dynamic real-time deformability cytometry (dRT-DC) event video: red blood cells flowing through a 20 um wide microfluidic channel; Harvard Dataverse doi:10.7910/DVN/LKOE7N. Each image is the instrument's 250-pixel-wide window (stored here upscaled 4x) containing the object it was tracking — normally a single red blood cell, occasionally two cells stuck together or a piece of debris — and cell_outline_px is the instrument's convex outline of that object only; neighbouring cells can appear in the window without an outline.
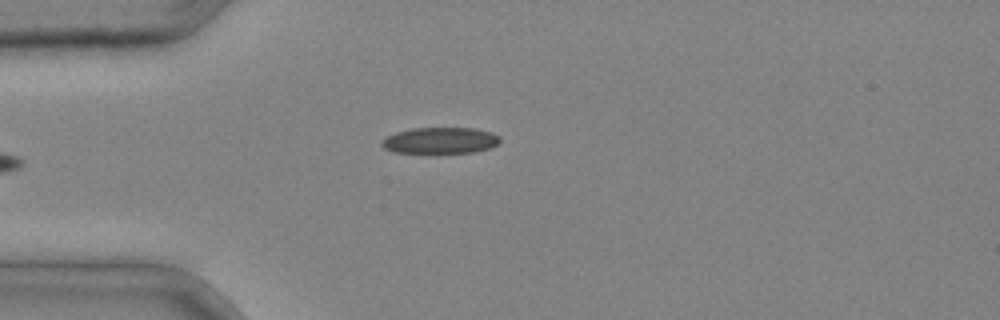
{"species": "common noctule bat (a hibernating species)", "species_latin": "Nyctalus noctula", "temperature_condition": "cold", "stored_images_in_passage": 3, "camera_frame_rate_fps": 3000, "um_per_image_px": 0.085, "animal": {"sex": "male", "body_mass_g": 20.4}, "frame": {"image": 1, "passage_image": 3, "time_ms": 0.667, "image_size_px": [1000, 320], "cell_outline_px": [[500, 144], [492, 148], [476, 152], [428, 156], [392, 152], [384, 148], [380, 144], [380, 140], [396, 132], [412, 128], [472, 128], [492, 132], [500, 136]], "centroid_in_image_um": [37.41, 12.0], "position_along_channel_um": 47.6, "area_um2": 19.36}}